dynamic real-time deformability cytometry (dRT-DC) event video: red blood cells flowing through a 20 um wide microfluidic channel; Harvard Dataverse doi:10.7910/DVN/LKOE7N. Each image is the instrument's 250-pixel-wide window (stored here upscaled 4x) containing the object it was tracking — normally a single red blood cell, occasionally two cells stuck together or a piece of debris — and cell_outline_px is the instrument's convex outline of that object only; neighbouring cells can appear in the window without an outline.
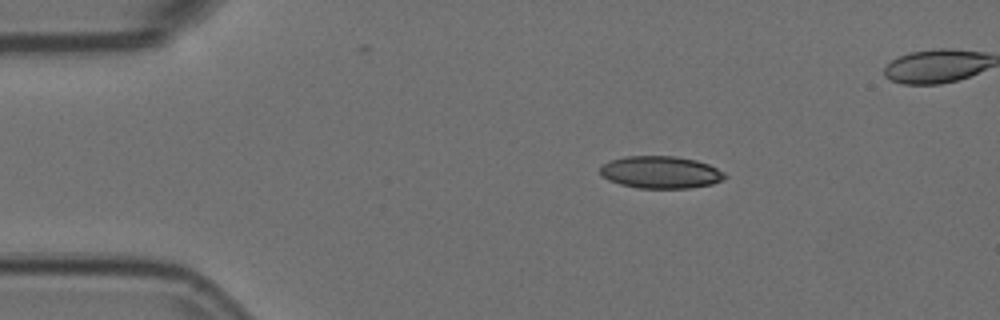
{"species": "Egyptian fruit bat (a non-hibernating species)", "species_latin": "Rousettus aegyptiacus", "temperature_condition": "room temperature", "stored_images_in_passage": 4, "camera_frame_rate_fps": 3000, "um_per_image_px": 0.085, "animal": {"sex": "female"}, "frame": {"image": 1, "passage_image": 2, "time_ms": 0.333, "image_size_px": [1000, 320], "cell_outline_px": [[728, 176], [724, 180], [712, 184], [688, 188], [640, 188], [620, 184], [608, 180], [600, 172], [600, 168], [604, 164], [612, 160], [624, 156], [676, 156], [696, 160], [708, 164], [724, 172]], "centroid_in_image_um": [56.19, 14.64], "position_along_channel_um": 28.8, "area_um2": 23.41}}